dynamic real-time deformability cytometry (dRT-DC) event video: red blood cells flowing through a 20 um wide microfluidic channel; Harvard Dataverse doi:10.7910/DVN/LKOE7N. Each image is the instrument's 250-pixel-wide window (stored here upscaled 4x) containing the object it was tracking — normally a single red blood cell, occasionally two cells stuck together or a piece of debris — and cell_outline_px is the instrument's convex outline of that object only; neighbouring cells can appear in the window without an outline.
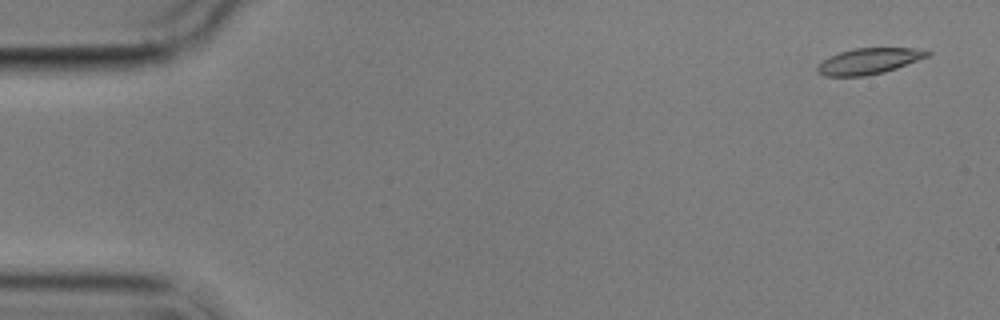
{"species": "common noctule bat (a hibernating species)", "species_latin": "Nyctalus noctula", "temperature_condition": "cold", "stored_images_in_passage": 4, "camera_frame_rate_fps": 3000, "um_per_image_px": 0.085, "animal": {"sex": "male", "body_mass_g": 17.9}, "frame": {"image": 1, "passage_image": 1, "time_ms": 0.0, "image_size_px": [1000, 320], "cell_outline_px": [[932, 52], [928, 56], [896, 68], [884, 72], [864, 76], [824, 76], [816, 72], [816, 68], [824, 60], [840, 52], [856, 48], [912, 48]], "centroid_in_image_um": [73.84, 5.2], "position_along_channel_um": 11.2, "area_um2": 16.3}}